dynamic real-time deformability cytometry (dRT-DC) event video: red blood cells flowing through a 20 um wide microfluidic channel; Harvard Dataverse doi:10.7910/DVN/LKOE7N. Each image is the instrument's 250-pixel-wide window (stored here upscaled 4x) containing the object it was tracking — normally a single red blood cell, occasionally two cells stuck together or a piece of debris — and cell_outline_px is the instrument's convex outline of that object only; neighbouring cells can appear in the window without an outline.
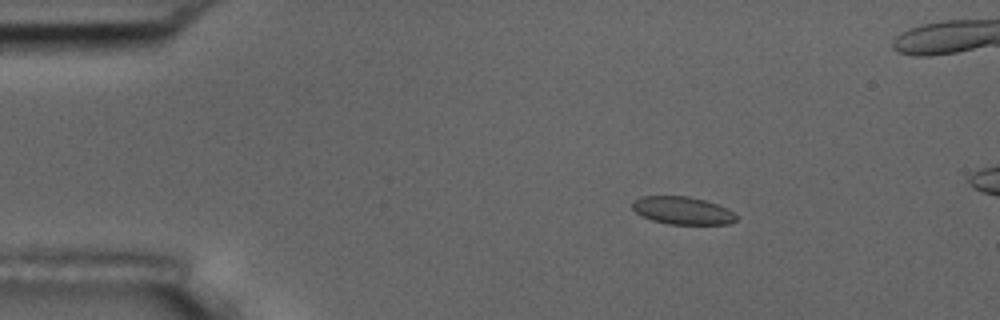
{"species": "common noctule bat (a hibernating species)", "species_latin": "Nyctalus noctula", "temperature_condition": "room temperature", "stored_images_in_passage": 17, "camera_frame_rate_fps": 3000, "um_per_image_px": 0.085, "animal": {"sex": "male", "body_mass_g": 17.5, "forearm_length_mm": 52.3}, "frame": {"image": 1, "passage_image": 10, "time_ms": 3.0, "image_size_px": [1000, 320], "cell_outline_px": [[736, 220], [728, 224], [668, 224], [652, 220], [636, 212], [632, 208], [632, 200], [640, 196], [688, 196], [704, 200], [716, 204], [732, 212], [736, 216]], "centroid_in_image_um": [57.96, 17.89], "position_along_channel_um": 27.0, "area_um2": 16.59}}